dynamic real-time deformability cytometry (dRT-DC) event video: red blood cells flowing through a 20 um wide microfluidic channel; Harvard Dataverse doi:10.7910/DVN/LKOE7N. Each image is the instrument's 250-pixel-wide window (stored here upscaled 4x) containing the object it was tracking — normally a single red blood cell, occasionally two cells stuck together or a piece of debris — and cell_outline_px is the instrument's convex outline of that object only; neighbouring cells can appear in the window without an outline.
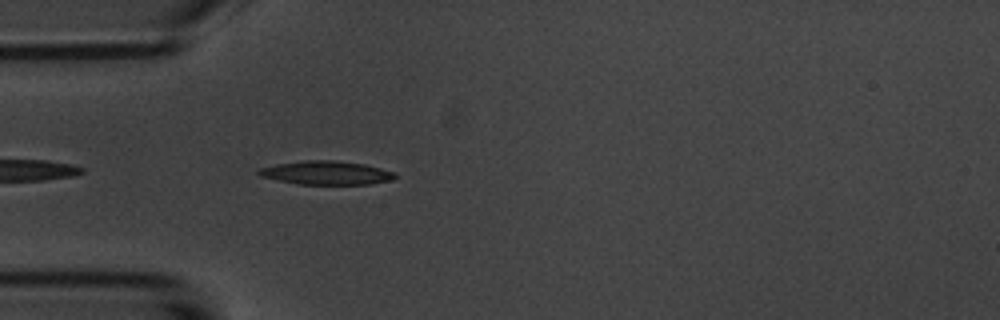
{"species": "common noctule bat (a hibernating species)", "species_latin": "Nyctalus noctula", "temperature_condition": "room temperature", "stored_images_in_passage": 6, "camera_frame_rate_fps": 3000, "um_per_image_px": 0.085, "animal": {"sex": "male", "body_mass_g": 20.1, "forearm_length_mm": 53.5}, "frame": {"image": 1, "passage_image": 3, "time_ms": 0.667, "image_size_px": [1000, 320], "cell_outline_px": [[396, 176], [392, 180], [368, 184], [300, 184], [260, 176], [256, 172], [260, 168], [276, 164], [304, 160], [336, 160], [364, 164], [396, 172]], "centroid_in_image_um": [27.75, 14.68], "position_along_channel_um": 57.2, "area_um2": 18.67}}